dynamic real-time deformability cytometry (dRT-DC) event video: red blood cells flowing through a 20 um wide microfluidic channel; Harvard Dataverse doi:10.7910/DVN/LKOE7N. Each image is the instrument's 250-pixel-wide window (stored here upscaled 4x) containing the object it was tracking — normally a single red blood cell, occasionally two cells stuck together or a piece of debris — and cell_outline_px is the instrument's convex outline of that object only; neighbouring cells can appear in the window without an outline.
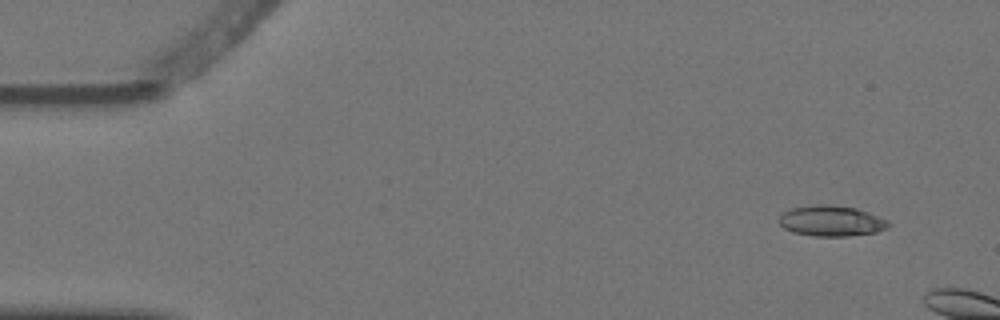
{"species": "Egyptian fruit bat (a non-hibernating species)", "species_latin": "Rousettus aegyptiacus", "temperature_condition": "warm", "stored_images_in_passage": 3, "camera_frame_rate_fps": 3000, "um_per_image_px": 0.085, "animal": {"sex": "female"}, "frame": {"image": 1, "passage_image": 1, "time_ms": 0.0, "image_size_px": [1000, 320], "cell_outline_px": [[892, 224], [888, 228], [876, 232], [848, 236], [816, 236], [792, 232], [784, 228], [780, 224], [780, 216], [784, 212], [792, 208], [816, 204], [832, 204], [856, 208], [868, 212], [888, 220]], "centroid_in_image_um": [70.7, 18.77], "position_along_channel_um": 14.3, "area_um2": 19.59}}